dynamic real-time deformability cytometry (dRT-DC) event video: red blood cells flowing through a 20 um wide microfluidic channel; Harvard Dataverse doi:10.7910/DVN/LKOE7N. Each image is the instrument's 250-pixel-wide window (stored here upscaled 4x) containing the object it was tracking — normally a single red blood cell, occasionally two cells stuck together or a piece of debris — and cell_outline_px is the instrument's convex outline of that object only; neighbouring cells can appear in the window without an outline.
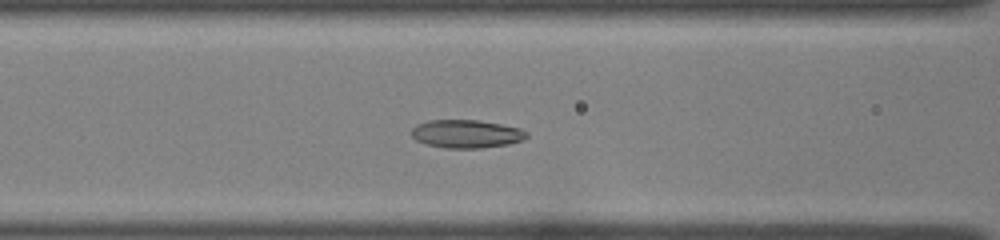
{"species": "common noctule bat (a hibernating species)", "species_latin": "Nyctalus noctula", "temperature_condition": "room temperature", "stored_images_in_passage": 43, "camera_frame_rate_fps": 3000, "um_per_image_px": 0.085, "animal": {"sex": "female", "body_mass_g": 22.0, "forearm_length_mm": 56.7}, "frame": {"image": 1, "passage_image": 16, "time_ms": 5.0, "image_size_px": [1000, 240], "cell_outline_px": [[528, 136], [524, 140], [508, 144], [480, 148], [444, 148], [428, 144], [416, 140], [412, 136], [412, 128], [416, 124], [428, 120], [476, 120], [500, 124], [520, 128], [528, 132]], "centroid_in_image_um": [39.65, 11.37], "position_along_channel_um": 126.9, "area_um2": 18.9}}
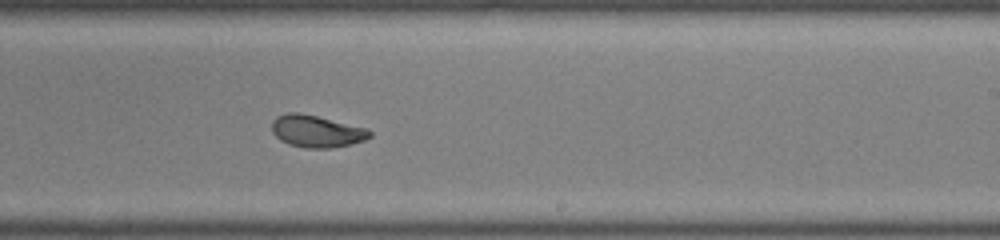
{"frame": {"image": 2, "passage_image": 26, "time_ms": 8.333, "image_size_px": [1000, 240], "cell_outline_px": [[372, 136], [364, 140], [352, 144], [332, 148], [304, 148], [288, 144], [280, 140], [272, 132], [272, 120], [276, 116], [288, 112], [300, 112], [368, 128], [372, 132]], "centroid_in_image_um": [26.91, 11.15], "position_along_channel_um": 262.1, "area_um2": 18.55}}
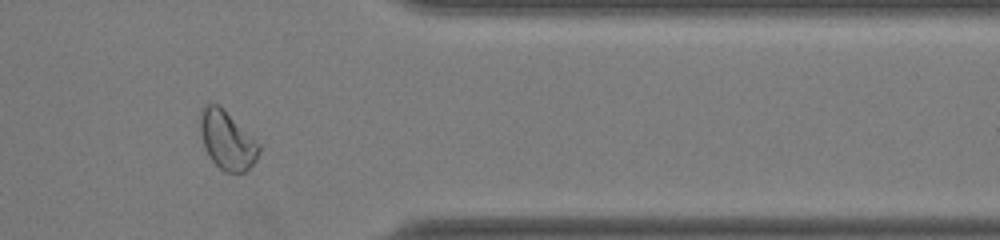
{"frame": {"image": 3, "passage_image": 36, "time_ms": 11.667, "image_size_px": [1000, 240], "cell_outline_px": [[260, 148], [256, 160], [244, 172], [224, 172], [212, 160], [204, 148], [200, 132], [200, 112], [204, 104], [220, 104], [260, 144]], "centroid_in_image_um": [19.29, 11.89], "position_along_channel_um": 392.1, "area_um2": 20.06}, "authors_computed_cell_mechanics": {"area_um2": 19.3052, "velocity_mm_per_s": 4.0672, "shape_relaxation_time_tau1_ms": 5.9664, "shape_relaxation_time_tau2_ms": 1.2299, "deformation_change_tau1": 0.179, "deformation_change_tau2": 0.0615}}